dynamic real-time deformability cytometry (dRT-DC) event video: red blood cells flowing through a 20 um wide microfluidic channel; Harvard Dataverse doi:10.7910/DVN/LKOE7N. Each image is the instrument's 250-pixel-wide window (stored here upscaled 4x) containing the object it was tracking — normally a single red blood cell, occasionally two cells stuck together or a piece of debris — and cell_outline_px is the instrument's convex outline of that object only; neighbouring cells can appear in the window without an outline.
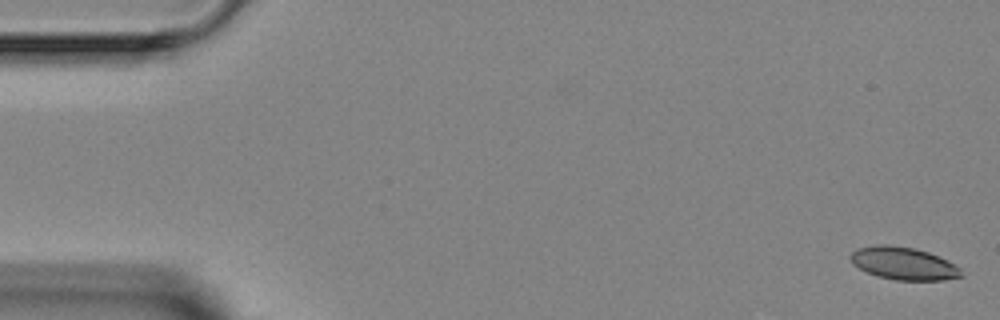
{"species": "Egyptian fruit bat (a non-hibernating species)", "species_latin": "Rousettus aegyptiacus", "temperature_condition": "room temperature", "stored_images_in_passage": 7, "camera_frame_rate_fps": 3000, "um_per_image_px": 0.085, "animal": {"sex": "female"}, "frame": {"image": 1, "passage_image": 1, "time_ms": 0.0, "image_size_px": [1000, 320], "cell_outline_px": [[964, 276], [944, 280], [896, 280], [880, 276], [868, 272], [852, 264], [852, 252], [856, 248], [876, 244], [888, 244], [912, 248], [928, 252], [960, 268]], "centroid_in_image_um": [76.79, 22.39], "position_along_channel_um": 8.2, "area_um2": 20.69}}
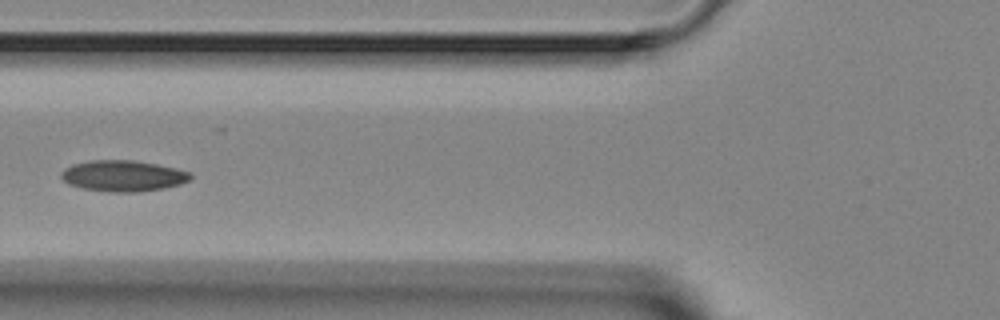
{"frame": {"image": 2, "passage_image": 6, "time_ms": 6.0, "image_size_px": [1000, 320], "cell_outline_px": [[192, 176], [188, 180], [180, 184], [164, 188], [136, 192], [112, 192], [84, 188], [68, 184], [60, 176], [60, 172], [64, 168], [72, 164], [92, 160], [132, 160], [156, 164], [176, 168], [188, 172]], "centroid_in_image_um": [10.43, 14.94], "position_along_channel_um": 115.4, "area_um2": 23.24}}
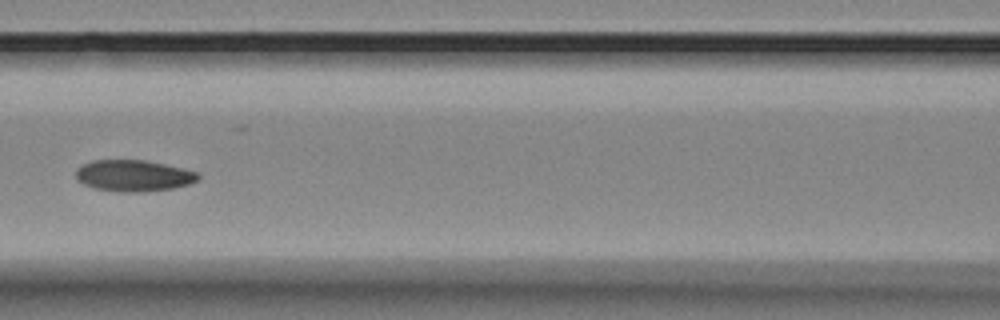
{"frame": {"image": 3, "passage_image": 7, "time_ms": 7.0, "image_size_px": [1000, 320], "cell_outline_px": [[200, 176], [196, 180], [188, 184], [172, 188], [144, 192], [124, 192], [96, 188], [84, 184], [76, 180], [76, 168], [80, 164], [92, 160], [144, 160], [184, 168], [200, 172]], "centroid_in_image_um": [11.34, 14.92], "position_along_channel_um": 155.3, "area_um2": 22.43}}